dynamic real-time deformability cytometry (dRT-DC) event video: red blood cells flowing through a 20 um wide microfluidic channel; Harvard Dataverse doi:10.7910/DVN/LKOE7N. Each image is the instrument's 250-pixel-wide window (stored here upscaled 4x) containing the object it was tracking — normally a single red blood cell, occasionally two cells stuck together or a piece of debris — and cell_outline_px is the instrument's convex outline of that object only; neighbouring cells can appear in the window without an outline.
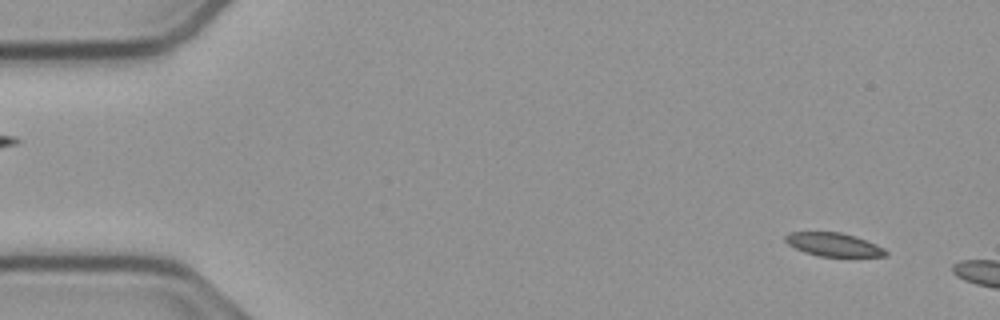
{"species": "common noctule bat (a hibernating species)", "species_latin": "Nyctalus noctula", "temperature_condition": "cold", "stored_images_in_passage": 8, "camera_frame_rate_fps": 3000, "um_per_image_px": 0.085, "animal": {"sex": "male", "body_mass_g": 23.1, "forearm_length_mm": 52.7}, "frame": {"image": 1, "passage_image": 4, "time_ms": 1.0, "image_size_px": [1000, 320], "cell_outline_px": [[888, 252], [884, 256], [820, 256], [804, 252], [788, 244], [784, 240], [784, 236], [792, 232], [840, 232], [856, 236], [876, 244], [884, 248]], "centroid_in_image_um": [70.84, 20.78], "position_along_channel_um": 14.2, "area_um2": 13.58}}